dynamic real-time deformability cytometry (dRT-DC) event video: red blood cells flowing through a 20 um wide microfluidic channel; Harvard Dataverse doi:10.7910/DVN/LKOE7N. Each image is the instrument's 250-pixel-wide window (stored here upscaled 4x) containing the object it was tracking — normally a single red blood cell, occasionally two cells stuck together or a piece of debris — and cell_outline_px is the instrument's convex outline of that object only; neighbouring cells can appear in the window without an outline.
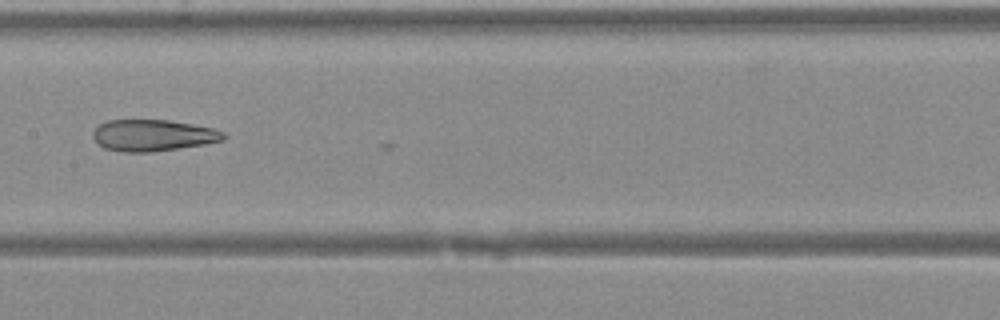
{"species": "Egyptian fruit bat (a non-hibernating species)", "species_latin": "Rousettus aegyptiacus", "temperature_condition": "warm", "stored_images_in_passage": 19, "camera_frame_rate_fps": 3000, "um_per_image_px": 0.085, "animal": {"sex": "female"}, "frame": {"image": 1, "passage_image": 16, "time_ms": 5.0, "image_size_px": [1000, 320], "cell_outline_px": [[224, 140], [204, 144], [148, 152], [124, 152], [104, 148], [96, 144], [92, 136], [92, 132], [100, 124], [108, 120], [168, 120], [192, 124], [212, 128], [224, 132]], "centroid_in_image_um": [12.95, 11.5], "position_along_channel_um": 194.5, "area_um2": 23.81}}
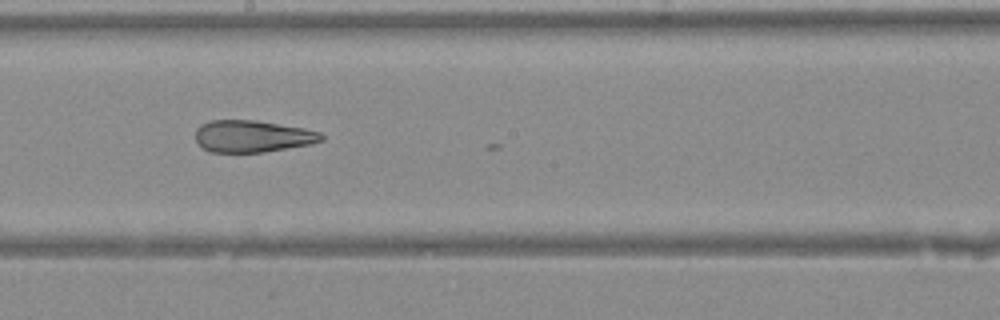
{"frame": {"image": 2, "passage_image": 18, "time_ms": 5.667, "image_size_px": [1000, 320], "cell_outline_px": [[324, 140], [312, 144], [264, 152], [212, 152], [204, 148], [196, 140], [196, 128], [200, 124], [212, 120], [256, 120], [304, 128], [320, 132], [324, 136]], "centroid_in_image_um": [21.48, 11.58], "position_along_channel_um": 226.7, "area_um2": 23.47}}